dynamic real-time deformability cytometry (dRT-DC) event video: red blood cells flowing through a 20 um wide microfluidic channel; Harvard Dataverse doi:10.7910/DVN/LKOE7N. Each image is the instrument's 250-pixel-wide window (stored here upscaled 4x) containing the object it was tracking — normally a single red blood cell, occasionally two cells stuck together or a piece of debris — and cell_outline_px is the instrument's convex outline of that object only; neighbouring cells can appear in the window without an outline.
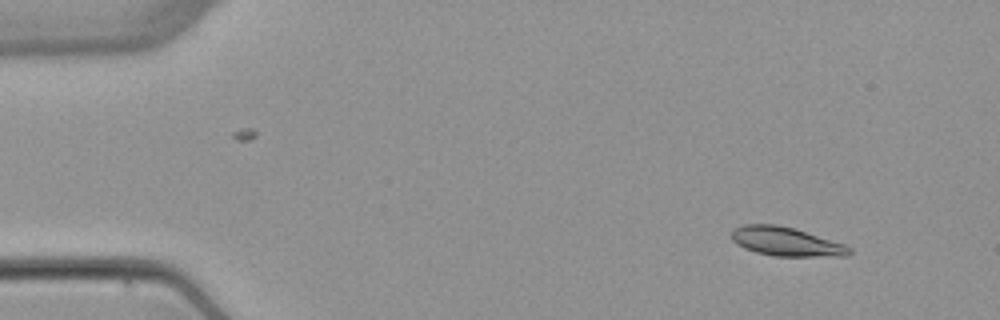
{"species": "common noctule bat (a hibernating species)", "species_latin": "Nyctalus noctula", "temperature_condition": "warm", "stored_images_in_passage": 5, "camera_frame_rate_fps": 3000, "um_per_image_px": 0.085, "animal": {"sex": "female", "body_mass_g": 22.7, "forearm_length_mm": 54.2}, "frame": {"image": 1, "passage_image": 1, "time_ms": 0.0, "image_size_px": [1000, 320], "cell_outline_px": [[852, 252], [848, 256], [776, 256], [756, 252], [744, 248], [736, 244], [732, 240], [732, 228], [744, 224], [776, 224], [796, 228], [844, 244], [852, 248]], "centroid_in_image_um": [66.82, 20.52], "position_along_channel_um": 18.2, "area_um2": 20.0}}
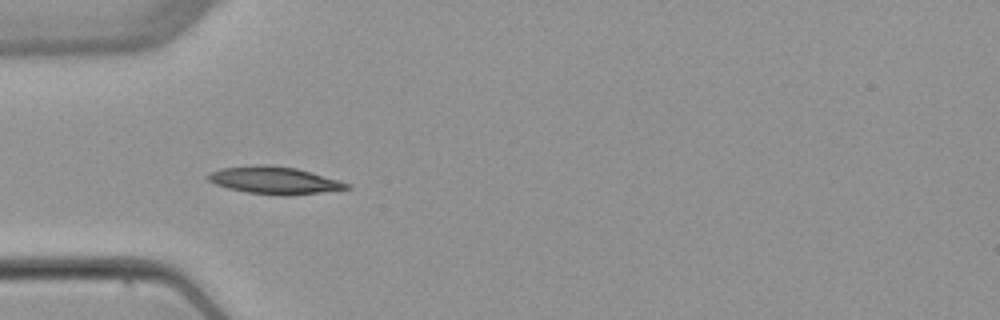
{"frame": {"image": 2, "passage_image": 4, "time_ms": 3.667, "image_size_px": [1000, 320], "cell_outline_px": [[352, 188], [320, 192], [280, 196], [248, 192], [228, 188], [216, 184], [208, 180], [204, 176], [208, 172], [220, 168], [260, 164], [268, 164], [296, 168], [340, 180], [352, 184]], "centroid_in_image_um": [23.3, 15.31], "position_along_channel_um": 61.7, "area_um2": 22.2}}
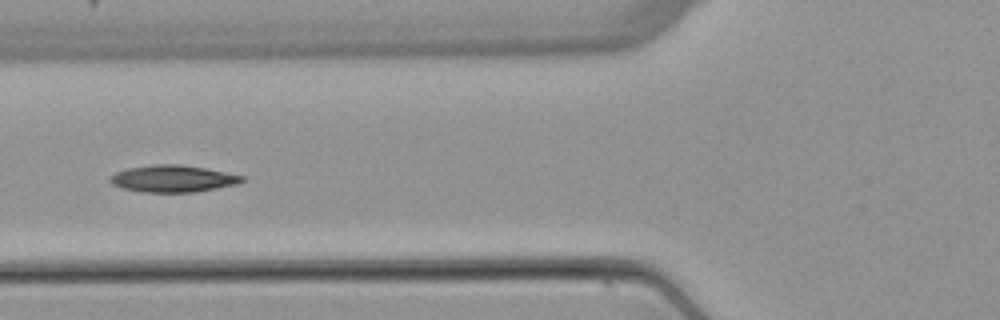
{"frame": {"image": 3, "passage_image": 5, "time_ms": 5.0, "image_size_px": [1000, 320], "cell_outline_px": [[244, 180], [236, 184], [196, 192], [140, 192], [124, 188], [112, 184], [108, 180], [108, 176], [116, 172], [128, 168], [152, 164], [180, 164], [204, 168], [244, 176]], "centroid_in_image_um": [14.64, 15.18], "position_along_channel_um": 111.2, "area_um2": 20.63}}